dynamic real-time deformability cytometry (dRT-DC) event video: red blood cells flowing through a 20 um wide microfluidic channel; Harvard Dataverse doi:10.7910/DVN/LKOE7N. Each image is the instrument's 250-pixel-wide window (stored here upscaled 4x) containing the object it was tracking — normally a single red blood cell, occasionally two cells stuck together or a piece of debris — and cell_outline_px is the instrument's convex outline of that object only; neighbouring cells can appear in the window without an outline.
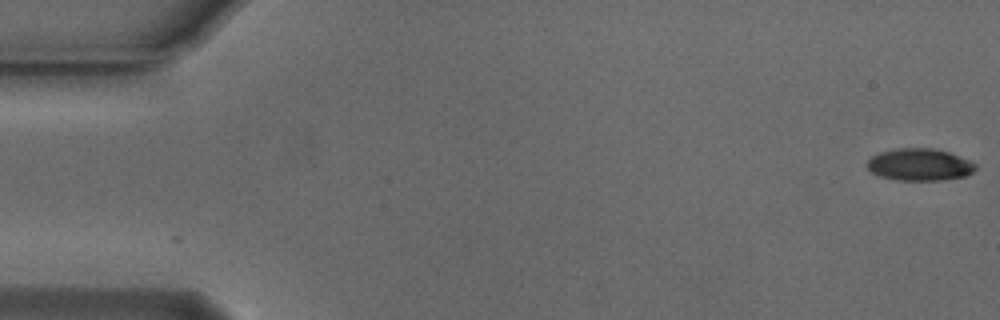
{"species": "Egyptian fruit bat (a non-hibernating species)", "species_latin": "Rousettus aegyptiacus", "temperature_condition": "cold", "stored_images_in_passage": 13, "camera_frame_rate_fps": 3000, "um_per_image_px": 0.085, "animal": {"sex": "male"}, "frame": {"image": 1, "passage_image": 1, "time_ms": 0.0, "image_size_px": [1000, 320], "cell_outline_px": [[976, 168], [972, 172], [964, 176], [940, 180], [896, 180], [880, 176], [872, 172], [864, 164], [872, 156], [880, 152], [900, 148], [932, 148], [948, 152], [968, 160], [976, 164]], "centroid_in_image_um": [78.13, 13.99], "position_along_channel_um": 6.9, "area_um2": 20.11}}